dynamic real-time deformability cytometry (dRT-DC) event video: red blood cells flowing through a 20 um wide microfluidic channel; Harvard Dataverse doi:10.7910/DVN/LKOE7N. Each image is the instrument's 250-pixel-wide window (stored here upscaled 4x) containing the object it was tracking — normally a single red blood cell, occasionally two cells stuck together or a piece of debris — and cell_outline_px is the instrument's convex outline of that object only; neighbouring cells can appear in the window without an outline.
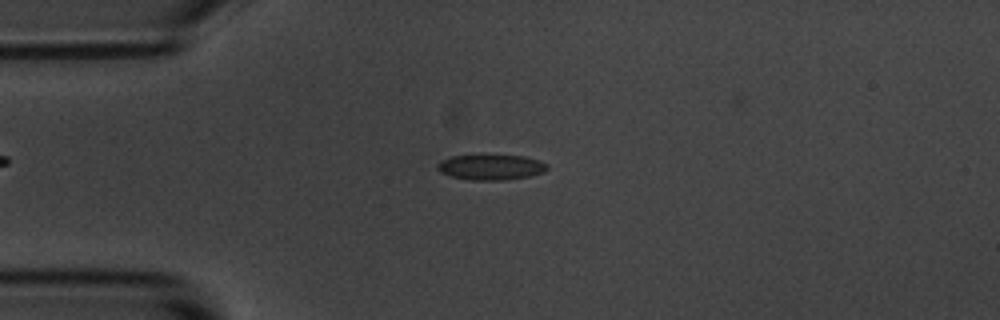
{"species": "common noctule bat (a hibernating species)", "species_latin": "Nyctalus noctula", "temperature_condition": "room temperature", "stored_images_in_passage": 5, "camera_frame_rate_fps": 3000, "um_per_image_px": 0.085, "animal": {"sex": "male", "body_mass_g": 20.1, "forearm_length_mm": 53.5}, "frame": {"image": 1, "passage_image": 2, "time_ms": 1.333, "image_size_px": [1000, 320], "cell_outline_px": [[548, 168], [544, 172], [528, 176], [504, 180], [468, 180], [448, 176], [440, 172], [436, 168], [436, 164], [440, 160], [452, 156], [524, 156], [548, 164]], "centroid_in_image_um": [41.67, 14.23], "position_along_channel_um": 43.3, "area_um2": 16.13}}
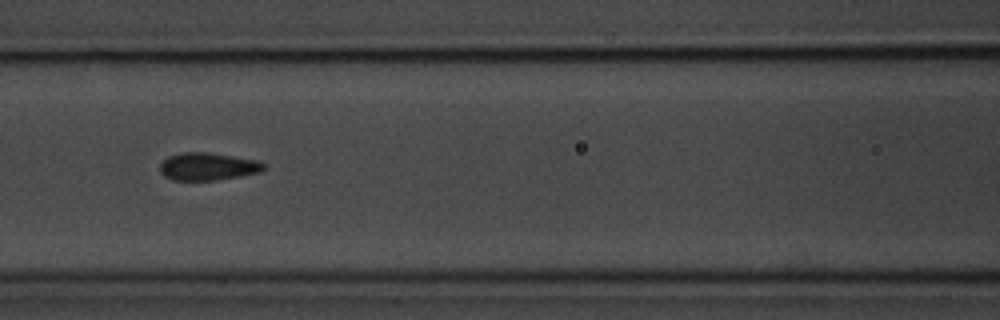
{"frame": {"image": 2, "passage_image": 5, "time_ms": 4.667, "image_size_px": [1000, 320], "cell_outline_px": [[268, 168], [260, 172], [240, 176], [216, 180], [172, 180], [164, 176], [160, 172], [160, 164], [168, 156], [184, 152], [208, 152], [256, 160], [264, 164]], "centroid_in_image_um": [17.66, 14.15], "position_along_channel_um": 148.9, "area_um2": 16.7}}